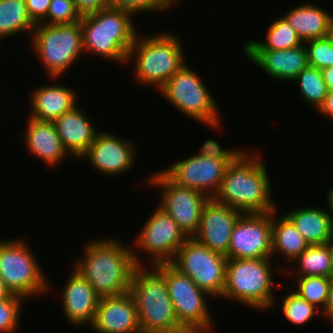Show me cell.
<instances>
[{
	"label": "cell",
	"instance_id": "obj_1",
	"mask_svg": "<svg viewBox=\"0 0 333 333\" xmlns=\"http://www.w3.org/2000/svg\"><path fill=\"white\" fill-rule=\"evenodd\" d=\"M83 257L74 262L75 269L102 297L119 296L130 291L137 267L132 249L119 239H96L86 242Z\"/></svg>",
	"mask_w": 333,
	"mask_h": 333
},
{
	"label": "cell",
	"instance_id": "obj_2",
	"mask_svg": "<svg viewBox=\"0 0 333 333\" xmlns=\"http://www.w3.org/2000/svg\"><path fill=\"white\" fill-rule=\"evenodd\" d=\"M250 151L245 149L228 165L213 198L242 213L273 212L278 205L272 198L269 170L260 155Z\"/></svg>",
	"mask_w": 333,
	"mask_h": 333
},
{
	"label": "cell",
	"instance_id": "obj_3",
	"mask_svg": "<svg viewBox=\"0 0 333 333\" xmlns=\"http://www.w3.org/2000/svg\"><path fill=\"white\" fill-rule=\"evenodd\" d=\"M133 13L109 6L80 19L84 53L106 61L127 64V56L138 35Z\"/></svg>",
	"mask_w": 333,
	"mask_h": 333
},
{
	"label": "cell",
	"instance_id": "obj_4",
	"mask_svg": "<svg viewBox=\"0 0 333 333\" xmlns=\"http://www.w3.org/2000/svg\"><path fill=\"white\" fill-rule=\"evenodd\" d=\"M129 292L142 333H187L178 323L165 276L155 266H137Z\"/></svg>",
	"mask_w": 333,
	"mask_h": 333
},
{
	"label": "cell",
	"instance_id": "obj_5",
	"mask_svg": "<svg viewBox=\"0 0 333 333\" xmlns=\"http://www.w3.org/2000/svg\"><path fill=\"white\" fill-rule=\"evenodd\" d=\"M182 48L181 40L175 32L142 35L141 38L138 34L126 63L133 61L137 82L154 86L159 91L185 64Z\"/></svg>",
	"mask_w": 333,
	"mask_h": 333
},
{
	"label": "cell",
	"instance_id": "obj_6",
	"mask_svg": "<svg viewBox=\"0 0 333 333\" xmlns=\"http://www.w3.org/2000/svg\"><path fill=\"white\" fill-rule=\"evenodd\" d=\"M271 258L228 259L225 288L220 299L237 301L248 308L268 311L275 304L274 288L283 284L274 281ZM277 285V286H275ZM274 292V293H273Z\"/></svg>",
	"mask_w": 333,
	"mask_h": 333
},
{
	"label": "cell",
	"instance_id": "obj_7",
	"mask_svg": "<svg viewBox=\"0 0 333 333\" xmlns=\"http://www.w3.org/2000/svg\"><path fill=\"white\" fill-rule=\"evenodd\" d=\"M29 36L33 53H36L52 80L55 78L57 81L65 75L84 53L80 21L69 24L39 23Z\"/></svg>",
	"mask_w": 333,
	"mask_h": 333
},
{
	"label": "cell",
	"instance_id": "obj_8",
	"mask_svg": "<svg viewBox=\"0 0 333 333\" xmlns=\"http://www.w3.org/2000/svg\"><path fill=\"white\" fill-rule=\"evenodd\" d=\"M25 241L0 240V279L11 294L23 297L24 301L51 289L50 281Z\"/></svg>",
	"mask_w": 333,
	"mask_h": 333
},
{
	"label": "cell",
	"instance_id": "obj_9",
	"mask_svg": "<svg viewBox=\"0 0 333 333\" xmlns=\"http://www.w3.org/2000/svg\"><path fill=\"white\" fill-rule=\"evenodd\" d=\"M199 74L186 63L163 85L159 93L173 107L210 129L222 126L216 101ZM219 115V116H218Z\"/></svg>",
	"mask_w": 333,
	"mask_h": 333
},
{
	"label": "cell",
	"instance_id": "obj_10",
	"mask_svg": "<svg viewBox=\"0 0 333 333\" xmlns=\"http://www.w3.org/2000/svg\"><path fill=\"white\" fill-rule=\"evenodd\" d=\"M155 267L165 276L179 325L187 333H213L214 320L205 299L210 295L171 263L158 264Z\"/></svg>",
	"mask_w": 333,
	"mask_h": 333
},
{
	"label": "cell",
	"instance_id": "obj_11",
	"mask_svg": "<svg viewBox=\"0 0 333 333\" xmlns=\"http://www.w3.org/2000/svg\"><path fill=\"white\" fill-rule=\"evenodd\" d=\"M228 258L188 238L171 262L183 274H186L201 290L212 297H222L226 282Z\"/></svg>",
	"mask_w": 333,
	"mask_h": 333
},
{
	"label": "cell",
	"instance_id": "obj_12",
	"mask_svg": "<svg viewBox=\"0 0 333 333\" xmlns=\"http://www.w3.org/2000/svg\"><path fill=\"white\" fill-rule=\"evenodd\" d=\"M156 207L134 240L136 248L135 251L132 249V253L137 266L145 264L139 259L137 250L141 249V252L151 256V266L171 263L177 250L188 239L178 224L160 207Z\"/></svg>",
	"mask_w": 333,
	"mask_h": 333
},
{
	"label": "cell",
	"instance_id": "obj_13",
	"mask_svg": "<svg viewBox=\"0 0 333 333\" xmlns=\"http://www.w3.org/2000/svg\"><path fill=\"white\" fill-rule=\"evenodd\" d=\"M146 184L160 189L161 203L158 205L185 233L193 237L200 225L201 212L209 199L202 192L182 187L173 182L162 170L150 175Z\"/></svg>",
	"mask_w": 333,
	"mask_h": 333
},
{
	"label": "cell",
	"instance_id": "obj_14",
	"mask_svg": "<svg viewBox=\"0 0 333 333\" xmlns=\"http://www.w3.org/2000/svg\"><path fill=\"white\" fill-rule=\"evenodd\" d=\"M228 259L272 257V212L243 213L234 225Z\"/></svg>",
	"mask_w": 333,
	"mask_h": 333
},
{
	"label": "cell",
	"instance_id": "obj_15",
	"mask_svg": "<svg viewBox=\"0 0 333 333\" xmlns=\"http://www.w3.org/2000/svg\"><path fill=\"white\" fill-rule=\"evenodd\" d=\"M229 164L227 160L211 159L195 154L161 170L176 184L213 198L219 190Z\"/></svg>",
	"mask_w": 333,
	"mask_h": 333
},
{
	"label": "cell",
	"instance_id": "obj_16",
	"mask_svg": "<svg viewBox=\"0 0 333 333\" xmlns=\"http://www.w3.org/2000/svg\"><path fill=\"white\" fill-rule=\"evenodd\" d=\"M135 149L131 140H124L109 131H99L80 159H89L88 163L100 173L118 176L134 167Z\"/></svg>",
	"mask_w": 333,
	"mask_h": 333
},
{
	"label": "cell",
	"instance_id": "obj_17",
	"mask_svg": "<svg viewBox=\"0 0 333 333\" xmlns=\"http://www.w3.org/2000/svg\"><path fill=\"white\" fill-rule=\"evenodd\" d=\"M243 213L209 198L201 212L200 225L193 238L211 251L226 255L235 223Z\"/></svg>",
	"mask_w": 333,
	"mask_h": 333
},
{
	"label": "cell",
	"instance_id": "obj_18",
	"mask_svg": "<svg viewBox=\"0 0 333 333\" xmlns=\"http://www.w3.org/2000/svg\"><path fill=\"white\" fill-rule=\"evenodd\" d=\"M90 327L96 333H142L131 293L100 298Z\"/></svg>",
	"mask_w": 333,
	"mask_h": 333
},
{
	"label": "cell",
	"instance_id": "obj_19",
	"mask_svg": "<svg viewBox=\"0 0 333 333\" xmlns=\"http://www.w3.org/2000/svg\"><path fill=\"white\" fill-rule=\"evenodd\" d=\"M244 55L272 79L292 81L308 66L305 44L288 50L243 49Z\"/></svg>",
	"mask_w": 333,
	"mask_h": 333
},
{
	"label": "cell",
	"instance_id": "obj_20",
	"mask_svg": "<svg viewBox=\"0 0 333 333\" xmlns=\"http://www.w3.org/2000/svg\"><path fill=\"white\" fill-rule=\"evenodd\" d=\"M70 274L61 301L66 321L75 327L91 326L100 297L77 269Z\"/></svg>",
	"mask_w": 333,
	"mask_h": 333
},
{
	"label": "cell",
	"instance_id": "obj_21",
	"mask_svg": "<svg viewBox=\"0 0 333 333\" xmlns=\"http://www.w3.org/2000/svg\"><path fill=\"white\" fill-rule=\"evenodd\" d=\"M88 115L76 105L72 110L65 112L58 119L54 120V126L57 134L62 141L64 148L75 159L87 151L90 145L95 141L99 132L87 117Z\"/></svg>",
	"mask_w": 333,
	"mask_h": 333
},
{
	"label": "cell",
	"instance_id": "obj_22",
	"mask_svg": "<svg viewBox=\"0 0 333 333\" xmlns=\"http://www.w3.org/2000/svg\"><path fill=\"white\" fill-rule=\"evenodd\" d=\"M24 132L26 146L32 155L45 162L49 167L62 162L71 156L64 148L52 121H41L28 118ZM54 165V166H53Z\"/></svg>",
	"mask_w": 333,
	"mask_h": 333
},
{
	"label": "cell",
	"instance_id": "obj_23",
	"mask_svg": "<svg viewBox=\"0 0 333 333\" xmlns=\"http://www.w3.org/2000/svg\"><path fill=\"white\" fill-rule=\"evenodd\" d=\"M42 87V88H41ZM35 88L30 94L31 109L28 117L41 121H54L72 110L78 103L77 92L63 85L51 84Z\"/></svg>",
	"mask_w": 333,
	"mask_h": 333
},
{
	"label": "cell",
	"instance_id": "obj_24",
	"mask_svg": "<svg viewBox=\"0 0 333 333\" xmlns=\"http://www.w3.org/2000/svg\"><path fill=\"white\" fill-rule=\"evenodd\" d=\"M325 199L328 210L318 206L317 208L303 207L283 213L309 245H323L333 233V211L328 199Z\"/></svg>",
	"mask_w": 333,
	"mask_h": 333
},
{
	"label": "cell",
	"instance_id": "obj_25",
	"mask_svg": "<svg viewBox=\"0 0 333 333\" xmlns=\"http://www.w3.org/2000/svg\"><path fill=\"white\" fill-rule=\"evenodd\" d=\"M283 16L303 43L328 36L331 33L332 14L310 2L301 3Z\"/></svg>",
	"mask_w": 333,
	"mask_h": 333
},
{
	"label": "cell",
	"instance_id": "obj_26",
	"mask_svg": "<svg viewBox=\"0 0 333 333\" xmlns=\"http://www.w3.org/2000/svg\"><path fill=\"white\" fill-rule=\"evenodd\" d=\"M277 216L276 209L272 212V256L279 253L293 263L310 245L284 214Z\"/></svg>",
	"mask_w": 333,
	"mask_h": 333
},
{
	"label": "cell",
	"instance_id": "obj_27",
	"mask_svg": "<svg viewBox=\"0 0 333 333\" xmlns=\"http://www.w3.org/2000/svg\"><path fill=\"white\" fill-rule=\"evenodd\" d=\"M36 24L31 20L25 0H0V39L33 33Z\"/></svg>",
	"mask_w": 333,
	"mask_h": 333
},
{
	"label": "cell",
	"instance_id": "obj_28",
	"mask_svg": "<svg viewBox=\"0 0 333 333\" xmlns=\"http://www.w3.org/2000/svg\"><path fill=\"white\" fill-rule=\"evenodd\" d=\"M266 33L265 42L249 40L245 42L242 49L288 50L303 44L284 16L274 19Z\"/></svg>",
	"mask_w": 333,
	"mask_h": 333
},
{
	"label": "cell",
	"instance_id": "obj_29",
	"mask_svg": "<svg viewBox=\"0 0 333 333\" xmlns=\"http://www.w3.org/2000/svg\"><path fill=\"white\" fill-rule=\"evenodd\" d=\"M293 262H297L293 271L295 277L323 276L332 277L333 270L326 244L310 245Z\"/></svg>",
	"mask_w": 333,
	"mask_h": 333
},
{
	"label": "cell",
	"instance_id": "obj_30",
	"mask_svg": "<svg viewBox=\"0 0 333 333\" xmlns=\"http://www.w3.org/2000/svg\"><path fill=\"white\" fill-rule=\"evenodd\" d=\"M283 273H289V277L295 278L292 279V283L297 287L294 288V292L297 293L302 299H305L310 304H313L319 310L321 309L323 312L325 310L328 294H329V286L331 282L330 277L323 276H304V277H294L291 271L292 269L279 268ZM289 271V272H287Z\"/></svg>",
	"mask_w": 333,
	"mask_h": 333
},
{
	"label": "cell",
	"instance_id": "obj_31",
	"mask_svg": "<svg viewBox=\"0 0 333 333\" xmlns=\"http://www.w3.org/2000/svg\"><path fill=\"white\" fill-rule=\"evenodd\" d=\"M292 82H298L297 87L306 104L318 110L324 103L328 90L319 69L308 65Z\"/></svg>",
	"mask_w": 333,
	"mask_h": 333
},
{
	"label": "cell",
	"instance_id": "obj_32",
	"mask_svg": "<svg viewBox=\"0 0 333 333\" xmlns=\"http://www.w3.org/2000/svg\"><path fill=\"white\" fill-rule=\"evenodd\" d=\"M283 298L282 311L285 318L296 326L305 325L312 321V318L320 312L313 304L302 299L297 293L292 291Z\"/></svg>",
	"mask_w": 333,
	"mask_h": 333
},
{
	"label": "cell",
	"instance_id": "obj_33",
	"mask_svg": "<svg viewBox=\"0 0 333 333\" xmlns=\"http://www.w3.org/2000/svg\"><path fill=\"white\" fill-rule=\"evenodd\" d=\"M308 65L322 70L333 66V37L331 35L306 41Z\"/></svg>",
	"mask_w": 333,
	"mask_h": 333
},
{
	"label": "cell",
	"instance_id": "obj_34",
	"mask_svg": "<svg viewBox=\"0 0 333 333\" xmlns=\"http://www.w3.org/2000/svg\"><path fill=\"white\" fill-rule=\"evenodd\" d=\"M23 299L21 296L11 294L0 301V333H15L19 329Z\"/></svg>",
	"mask_w": 333,
	"mask_h": 333
},
{
	"label": "cell",
	"instance_id": "obj_35",
	"mask_svg": "<svg viewBox=\"0 0 333 333\" xmlns=\"http://www.w3.org/2000/svg\"><path fill=\"white\" fill-rule=\"evenodd\" d=\"M81 15L77 12L73 0H51L45 24H69L79 22Z\"/></svg>",
	"mask_w": 333,
	"mask_h": 333
},
{
	"label": "cell",
	"instance_id": "obj_36",
	"mask_svg": "<svg viewBox=\"0 0 333 333\" xmlns=\"http://www.w3.org/2000/svg\"><path fill=\"white\" fill-rule=\"evenodd\" d=\"M110 5L125 9L134 15L141 12L145 14L165 12L173 6L169 0H110Z\"/></svg>",
	"mask_w": 333,
	"mask_h": 333
},
{
	"label": "cell",
	"instance_id": "obj_37",
	"mask_svg": "<svg viewBox=\"0 0 333 333\" xmlns=\"http://www.w3.org/2000/svg\"><path fill=\"white\" fill-rule=\"evenodd\" d=\"M201 145V150L196 153L203 157H209L217 160H227L229 163H232L241 153L245 150L243 149H226L221 147V145L214 139L208 138Z\"/></svg>",
	"mask_w": 333,
	"mask_h": 333
},
{
	"label": "cell",
	"instance_id": "obj_38",
	"mask_svg": "<svg viewBox=\"0 0 333 333\" xmlns=\"http://www.w3.org/2000/svg\"><path fill=\"white\" fill-rule=\"evenodd\" d=\"M28 14L35 24L42 23L49 10L51 0H25Z\"/></svg>",
	"mask_w": 333,
	"mask_h": 333
},
{
	"label": "cell",
	"instance_id": "obj_39",
	"mask_svg": "<svg viewBox=\"0 0 333 333\" xmlns=\"http://www.w3.org/2000/svg\"><path fill=\"white\" fill-rule=\"evenodd\" d=\"M77 12L83 16L108 8L110 0H73Z\"/></svg>",
	"mask_w": 333,
	"mask_h": 333
},
{
	"label": "cell",
	"instance_id": "obj_40",
	"mask_svg": "<svg viewBox=\"0 0 333 333\" xmlns=\"http://www.w3.org/2000/svg\"><path fill=\"white\" fill-rule=\"evenodd\" d=\"M319 115L326 116V118L333 119V90L327 92L324 103L317 110Z\"/></svg>",
	"mask_w": 333,
	"mask_h": 333
},
{
	"label": "cell",
	"instance_id": "obj_41",
	"mask_svg": "<svg viewBox=\"0 0 333 333\" xmlns=\"http://www.w3.org/2000/svg\"><path fill=\"white\" fill-rule=\"evenodd\" d=\"M322 314L333 323V275L329 286L328 301Z\"/></svg>",
	"mask_w": 333,
	"mask_h": 333
},
{
	"label": "cell",
	"instance_id": "obj_42",
	"mask_svg": "<svg viewBox=\"0 0 333 333\" xmlns=\"http://www.w3.org/2000/svg\"><path fill=\"white\" fill-rule=\"evenodd\" d=\"M321 71L322 78L326 84L327 90H333V66L324 68Z\"/></svg>",
	"mask_w": 333,
	"mask_h": 333
},
{
	"label": "cell",
	"instance_id": "obj_43",
	"mask_svg": "<svg viewBox=\"0 0 333 333\" xmlns=\"http://www.w3.org/2000/svg\"><path fill=\"white\" fill-rule=\"evenodd\" d=\"M11 295V293L6 289L4 286V283L0 279V301L8 298Z\"/></svg>",
	"mask_w": 333,
	"mask_h": 333
},
{
	"label": "cell",
	"instance_id": "obj_44",
	"mask_svg": "<svg viewBox=\"0 0 333 333\" xmlns=\"http://www.w3.org/2000/svg\"><path fill=\"white\" fill-rule=\"evenodd\" d=\"M325 244L327 245V248H328V252L330 255V261L332 264V270H333V233L331 235V238Z\"/></svg>",
	"mask_w": 333,
	"mask_h": 333
},
{
	"label": "cell",
	"instance_id": "obj_45",
	"mask_svg": "<svg viewBox=\"0 0 333 333\" xmlns=\"http://www.w3.org/2000/svg\"><path fill=\"white\" fill-rule=\"evenodd\" d=\"M329 188L330 189L327 190L328 193L326 192V198L328 199L333 211V186L331 185Z\"/></svg>",
	"mask_w": 333,
	"mask_h": 333
},
{
	"label": "cell",
	"instance_id": "obj_46",
	"mask_svg": "<svg viewBox=\"0 0 333 333\" xmlns=\"http://www.w3.org/2000/svg\"><path fill=\"white\" fill-rule=\"evenodd\" d=\"M330 35L333 37V14H332V18H331V33Z\"/></svg>",
	"mask_w": 333,
	"mask_h": 333
},
{
	"label": "cell",
	"instance_id": "obj_47",
	"mask_svg": "<svg viewBox=\"0 0 333 333\" xmlns=\"http://www.w3.org/2000/svg\"><path fill=\"white\" fill-rule=\"evenodd\" d=\"M173 5H175L176 2H178V0H169Z\"/></svg>",
	"mask_w": 333,
	"mask_h": 333
}]
</instances>
